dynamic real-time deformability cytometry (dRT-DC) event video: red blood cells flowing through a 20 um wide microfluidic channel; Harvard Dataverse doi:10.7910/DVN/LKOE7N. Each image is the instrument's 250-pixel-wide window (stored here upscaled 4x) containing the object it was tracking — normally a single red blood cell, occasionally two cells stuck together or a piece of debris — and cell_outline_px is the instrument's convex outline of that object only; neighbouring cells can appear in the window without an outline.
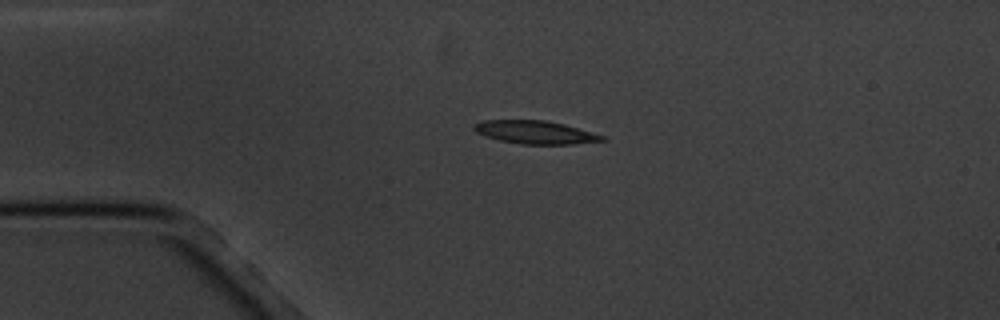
{"species": "common noctule bat (a hibernating species)", "species_latin": "Nyctalus noctula", "temperature_condition": "cold", "stored_images_in_passage": 3, "camera_frame_rate_fps": 3000, "um_per_image_px": 0.085, "animal": {"sex": "male", "body_mass_g": 20.1, "forearm_length_mm": 53.5}, "frame": {"image": 1, "passage_image": 2, "time_ms": 1.333, "image_size_px": [1000, 320], "cell_outline_px": [[608, 140], [576, 144], [520, 144], [500, 140], [476, 132], [472, 128], [472, 124], [484, 120], [544, 120], [564, 124], [604, 136]], "centroid_in_image_um": [45.49, 11.24], "position_along_channel_um": 39.5, "area_um2": 17.17}}